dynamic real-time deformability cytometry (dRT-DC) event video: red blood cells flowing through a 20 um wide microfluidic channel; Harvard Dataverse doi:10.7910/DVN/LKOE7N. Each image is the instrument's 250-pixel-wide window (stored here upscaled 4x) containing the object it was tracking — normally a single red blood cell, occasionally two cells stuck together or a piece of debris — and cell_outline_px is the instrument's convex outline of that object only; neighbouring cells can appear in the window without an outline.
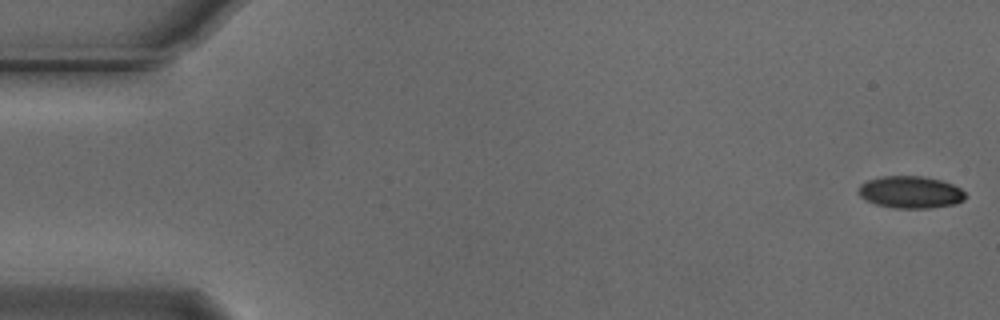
{"species": "Egyptian fruit bat (a non-hibernating species)", "species_latin": "Rousettus aegyptiacus", "temperature_condition": "cold", "stored_images_in_passage": 56, "segment_of_instrument_passage": [1, 2], "camera_frame_rate_fps": 3000, "um_per_image_px": 0.085, "animal": {"sex": "male"}, "frame": {"image": 1, "passage_image": 1, "time_ms": 0.0, "image_size_px": [1000, 320], "cell_outline_px": [[964, 200], [956, 204], [928, 208], [896, 208], [876, 204], [864, 200], [860, 196], [860, 184], [868, 180], [880, 176], [924, 176], [940, 180], [952, 184], [960, 188], [964, 192]], "centroid_in_image_um": [77.39, 16.33], "position_along_channel_um": 7.6, "area_um2": 19.94}}
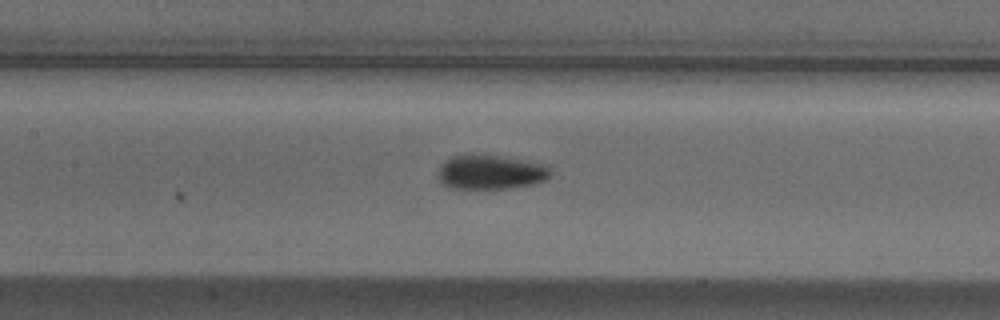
{"frame": {"image": 2, "passage_image": 25, "time_ms": 8.0, "image_size_px": [1000, 320], "cell_outline_px": [[552, 172], [544, 180], [532, 184], [508, 188], [448, 188], [440, 180], [440, 164], [444, 160], [452, 156], [496, 156], [548, 164]], "centroid_in_image_um": [41.73, 14.64], "position_along_channel_um": 165.7, "area_um2": 21.96}}
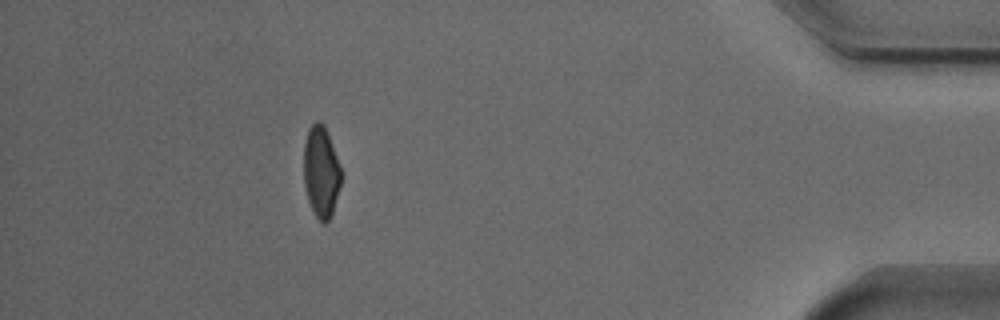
{"frame": {"image": 3, "passage_image": 49, "time_ms": 16.0, "image_size_px": [1000, 320], "cell_outline_px": [[340, 184], [332, 212], [328, 220], [324, 224], [316, 216], [308, 200], [304, 184], [304, 144], [308, 128], [316, 120], [320, 120], [324, 124], [328, 132], [340, 168]], "centroid_in_image_um": [27.27, 14.54], "position_along_channel_um": 407.9, "area_um2": 19.59}}